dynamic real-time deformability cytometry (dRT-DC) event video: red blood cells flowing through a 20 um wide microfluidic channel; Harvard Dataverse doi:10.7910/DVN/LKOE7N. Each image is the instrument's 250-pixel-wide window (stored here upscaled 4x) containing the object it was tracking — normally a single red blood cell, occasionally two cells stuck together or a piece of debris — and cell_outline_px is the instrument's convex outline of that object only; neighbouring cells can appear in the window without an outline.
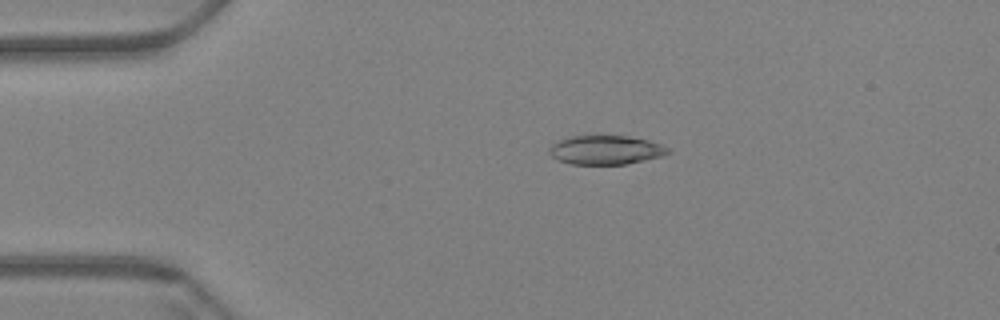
{"species": "Egyptian fruit bat (a non-hibernating species)", "species_latin": "Rousettus aegyptiacus", "temperature_condition": "warm", "stored_images_in_passage": 61, "camera_frame_rate_fps": 3000, "um_per_image_px": 0.085, "animal": {"sex": "female"}, "frame": {"image": 1, "passage_image": 13, "time_ms": 4.0, "image_size_px": [1000, 320], "cell_outline_px": [[672, 152], [664, 156], [624, 164], [572, 164], [560, 160], [552, 156], [548, 152], [548, 148], [552, 144], [560, 140], [572, 136], [628, 136], [648, 140], [660, 144], [668, 148]], "centroid_in_image_um": [51.51, 12.75], "position_along_channel_um": 33.5, "area_um2": 19.94}}
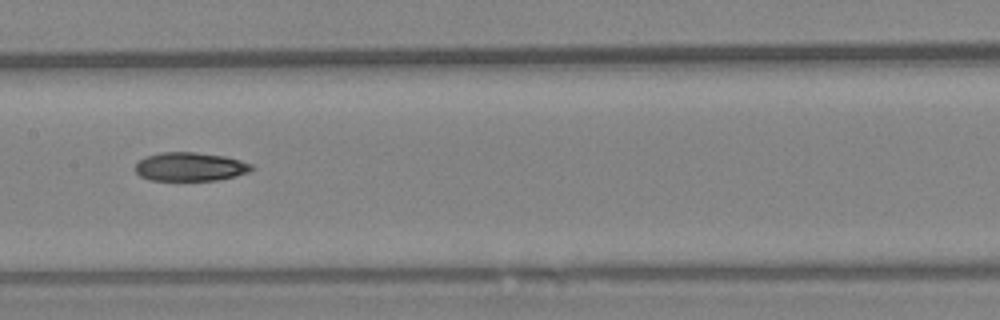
{"frame": {"image": 2, "passage_image": 31, "time_ms": 10.0, "image_size_px": [1000, 320], "cell_outline_px": [[256, 168], [248, 172], [236, 176], [216, 180], [148, 180], [140, 176], [136, 172], [136, 164], [140, 160], [148, 156], [160, 152], [196, 152], [224, 156], [240, 160], [252, 164]], "centroid_in_image_um": [16.19, 14.17], "position_along_channel_um": 191.2, "area_um2": 19.42}}
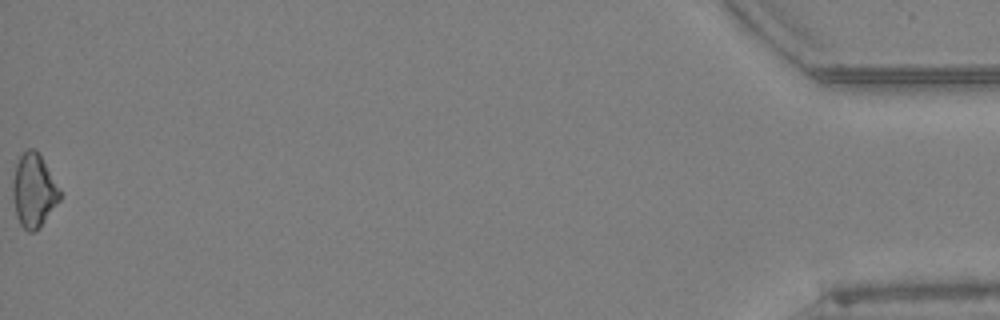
{"frame": {"image": 3, "passage_image": 61, "time_ms": 20.0, "image_size_px": [1000, 320], "cell_outline_px": [[60, 200], [44, 220], [32, 232], [28, 232], [20, 224], [16, 216], [12, 196], [12, 180], [16, 164], [20, 156], [28, 148], [36, 148], [60, 188]], "centroid_in_image_um": [2.85, 16.16], "position_along_channel_um": 432.4, "area_um2": 20.0}, "authors_computed_cell_mechanics": {"area_um2": 19.941, "velocity_mm_per_s": 3.419, "shape_relaxation_time_tau1_ms": 8.8454, "shape_relaxation_time_tau2_ms": null, "deformation_change_tau1": 0.1846, "deformation_change_tau2": null}}